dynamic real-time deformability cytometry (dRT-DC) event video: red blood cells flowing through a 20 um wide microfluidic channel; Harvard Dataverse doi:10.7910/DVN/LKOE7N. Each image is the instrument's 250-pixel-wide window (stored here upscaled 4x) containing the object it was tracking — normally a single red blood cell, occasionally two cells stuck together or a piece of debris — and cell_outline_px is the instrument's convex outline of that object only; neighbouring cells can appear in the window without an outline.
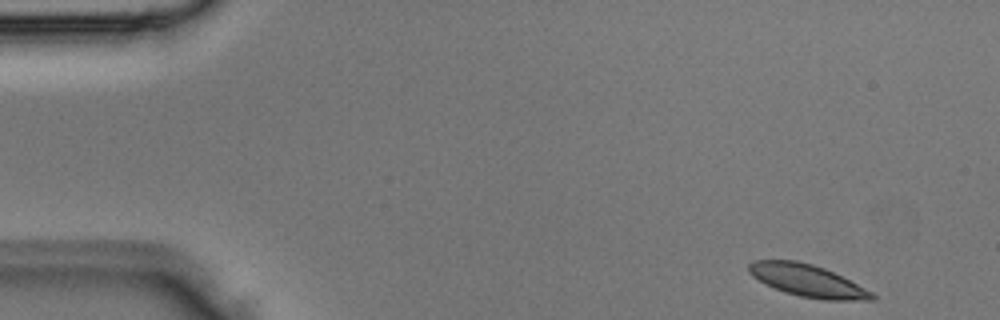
{"species": "Egyptian fruit bat (a non-hibernating species)", "species_latin": "Rousettus aegyptiacus", "temperature_condition": "room temperature", "stored_images_in_passage": 3, "camera_frame_rate_fps": 3000, "um_per_image_px": 0.085, "animal": {"sex": "male"}, "frame": {"image": 1, "passage_image": 1, "time_ms": 0.0, "image_size_px": [1000, 320], "cell_outline_px": [[876, 300], [824, 300], [800, 296], [784, 292], [764, 284], [752, 276], [748, 272], [748, 264], [752, 260], [796, 260], [812, 264], [824, 268], [872, 292], [876, 296]], "centroid_in_image_um": [68.58, 23.85], "position_along_channel_um": 16.4, "area_um2": 23.0}}